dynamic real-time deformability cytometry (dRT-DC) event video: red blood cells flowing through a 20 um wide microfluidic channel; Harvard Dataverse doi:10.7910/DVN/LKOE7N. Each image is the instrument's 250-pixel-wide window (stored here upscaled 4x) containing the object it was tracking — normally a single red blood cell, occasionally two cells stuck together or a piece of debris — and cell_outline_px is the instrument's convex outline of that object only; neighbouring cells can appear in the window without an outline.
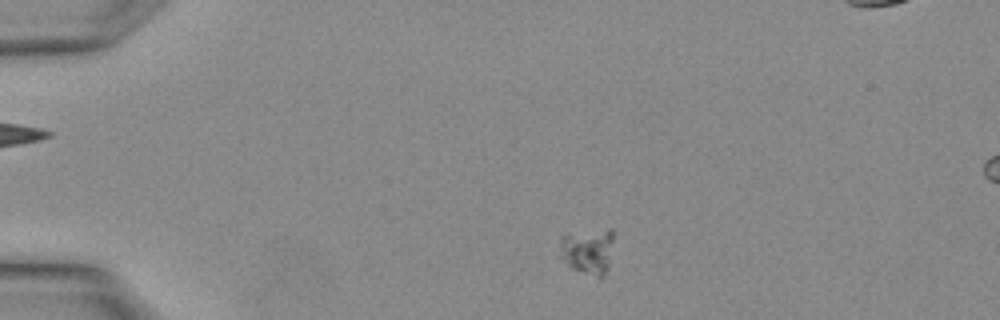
{"species": "Egyptian fruit bat (a non-hibernating species)", "species_latin": "Rousettus aegyptiacus", "temperature_condition": "warm", "stored_images_in_passage": 2, "camera_frame_rate_fps": 3000, "um_per_image_px": 0.085, "animal": {"sex": "female"}, "frame": {"image": 1, "passage_image": 1, "time_ms": 0.0, "image_size_px": [1000, 320], "cell_outline_px": [[612, 240], [608, 268], [604, 276], [600, 280], [572, 268], [556, 256], [560, 236], [608, 228], [612, 228]], "centroid_in_image_um": [49.9, 21.38], "position_along_channel_um": 35.1, "area_um2": 14.8}}